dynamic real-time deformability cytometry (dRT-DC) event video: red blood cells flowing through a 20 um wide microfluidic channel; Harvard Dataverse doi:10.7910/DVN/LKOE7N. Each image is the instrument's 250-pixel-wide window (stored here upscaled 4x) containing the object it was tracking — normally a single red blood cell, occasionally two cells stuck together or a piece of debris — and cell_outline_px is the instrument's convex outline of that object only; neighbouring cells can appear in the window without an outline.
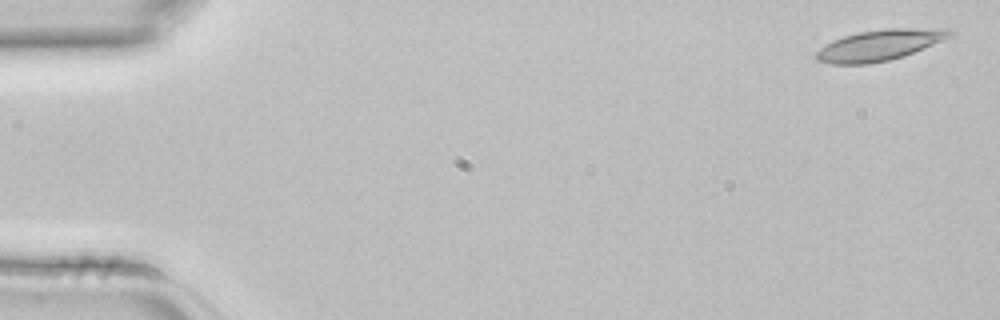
{"species": "common noctule bat (a hibernating species)", "species_latin": "Nyctalus noctula", "temperature_condition": "room temperature", "stored_images_in_passage": 4, "camera_frame_rate_fps": 3000, "um_per_image_px": 0.085, "animal": {"sex": "female", "body_mass_g": 22.7, "forearm_length_mm": 54.2}, "frame": {"image": 1, "passage_image": 1, "time_ms": 0.0, "image_size_px": [1000, 320], "cell_outline_px": [[956, 32], [952, 36], [904, 56], [888, 60], [868, 64], [832, 64], [816, 60], [816, 52], [824, 44], [832, 40], [844, 36], [860, 32], [888, 28], [948, 28]], "centroid_in_image_um": [74.77, 3.83], "position_along_channel_um": 10.2, "area_um2": 24.04}}
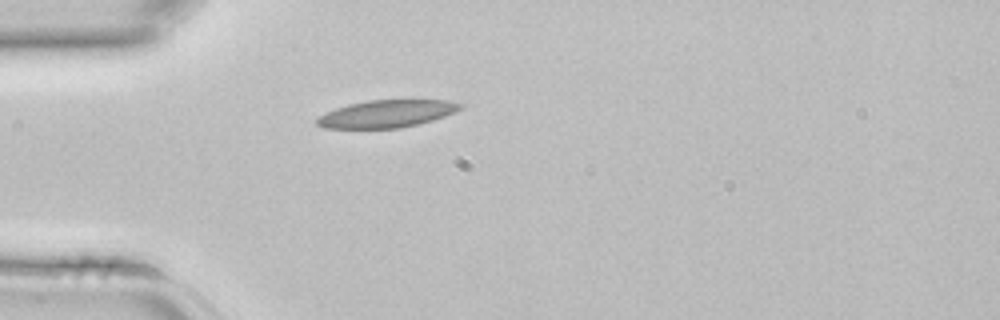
{"frame": {"image": 2, "passage_image": 4, "time_ms": 1.0, "image_size_px": [1000, 320], "cell_outline_px": [[464, 104], [460, 108], [444, 116], [432, 120], [400, 128], [324, 128], [316, 124], [316, 120], [320, 116], [336, 108], [348, 104], [368, 100], [448, 100]], "centroid_in_image_um": [32.85, 9.66], "position_along_channel_um": 52.2, "area_um2": 22.6}}